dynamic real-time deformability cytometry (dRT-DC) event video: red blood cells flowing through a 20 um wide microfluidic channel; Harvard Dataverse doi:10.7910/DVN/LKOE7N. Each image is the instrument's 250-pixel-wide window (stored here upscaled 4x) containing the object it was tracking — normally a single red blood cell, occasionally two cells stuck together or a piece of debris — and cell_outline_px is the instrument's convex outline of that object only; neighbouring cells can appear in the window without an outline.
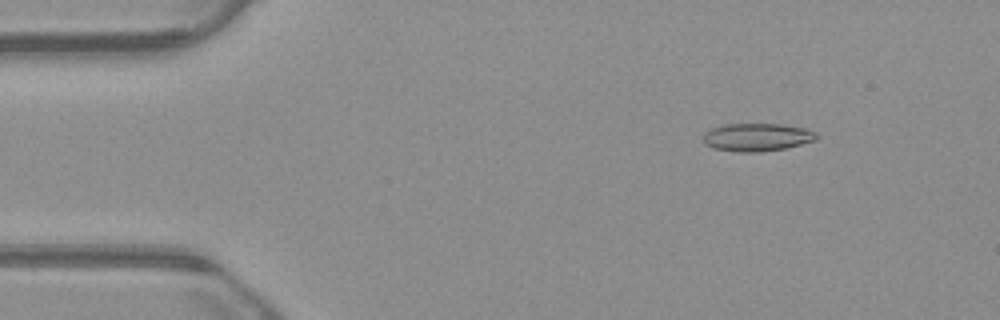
{"species": "common noctule bat (a hibernating species)", "species_latin": "Nyctalus noctula", "temperature_condition": "warm", "stored_images_in_passage": 53, "camera_frame_rate_fps": 3000, "um_per_image_px": 0.085, "animal": {"sex": "male", "body_mass_g": 23.1, "forearm_length_mm": 52.7}, "frame": {"image": 1, "passage_image": 7, "time_ms": 2.0, "image_size_px": [1000, 320], "cell_outline_px": [[820, 136], [816, 140], [784, 148], [760, 152], [736, 152], [712, 148], [704, 144], [704, 132], [712, 128], [724, 124], [780, 124], [804, 128], [816, 132]], "centroid_in_image_um": [64.33, 11.66], "position_along_channel_um": 20.7, "area_um2": 18.5}}
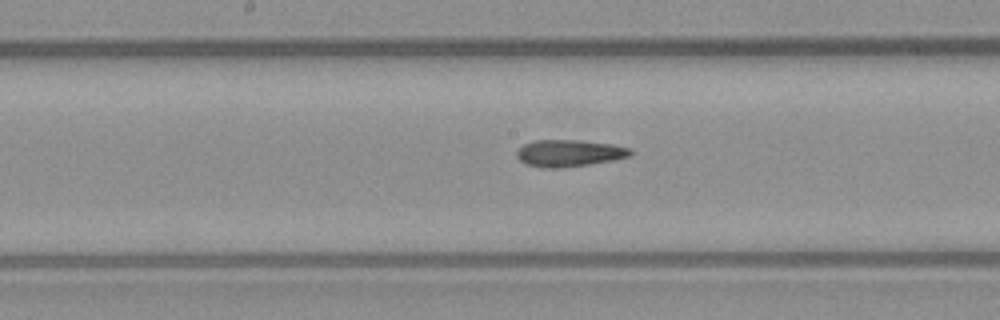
{"frame": {"image": 2, "passage_image": 27, "time_ms": 8.667, "image_size_px": [1000, 320], "cell_outline_px": [[632, 152], [628, 156], [612, 160], [588, 164], [560, 168], [544, 168], [528, 164], [520, 160], [516, 156], [516, 152], [524, 144], [532, 140], [580, 140], [612, 144], [628, 148]], "centroid_in_image_um": [48.33, 13.01], "position_along_channel_um": 199.9, "area_um2": 17.57}}
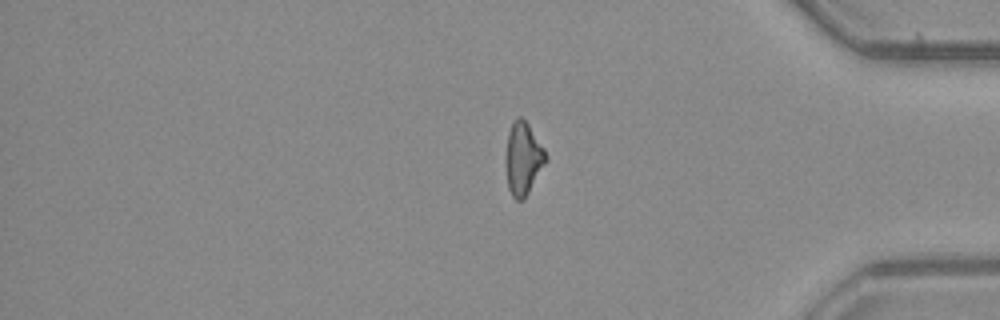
{"frame": {"image": 3, "passage_image": 44, "time_ms": 14.333, "image_size_px": [1000, 320], "cell_outline_px": [[548, 160], [524, 200], [516, 200], [512, 196], [508, 188], [504, 164], [504, 160], [508, 132], [512, 120], [516, 116], [520, 116], [528, 124], [544, 148], [548, 156]], "centroid_in_image_um": [44.45, 13.48], "position_along_channel_um": 390.8, "area_um2": 17.46}, "authors_computed_cell_mechanics": {"area_um2": 17.5712, "velocity_mm_per_s": 3.8573, "shape_relaxation_time_tau1_ms": null, "shape_relaxation_time_tau2_ms": 7.3148, "deformation_change_tau1": null, "deformation_change_tau2": 0.2041}}